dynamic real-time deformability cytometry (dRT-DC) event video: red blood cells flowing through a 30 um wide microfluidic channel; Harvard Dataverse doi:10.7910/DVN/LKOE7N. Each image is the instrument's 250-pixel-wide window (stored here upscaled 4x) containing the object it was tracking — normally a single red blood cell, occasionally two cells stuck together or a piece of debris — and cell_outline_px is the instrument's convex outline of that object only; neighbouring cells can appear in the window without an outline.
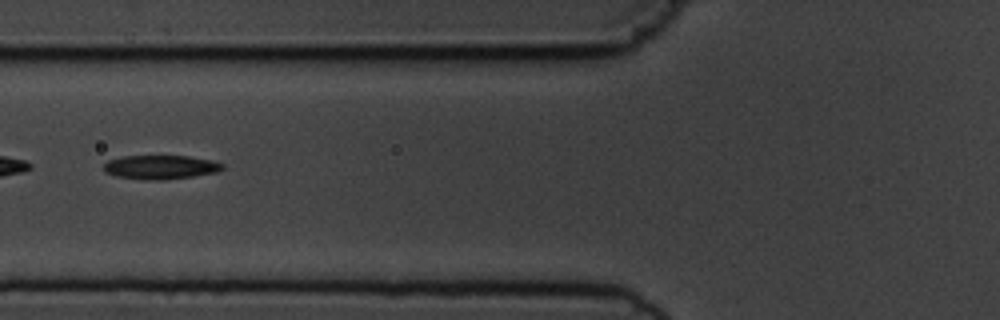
{"species": "common noctule bat (a hibernating species)", "species_latin": "Nyctalus noctula", "temperature_condition": "cold", "stored_images_in_passage": 4, "segment_of_instrument_passage": [2, 2], "camera_frame_rate_fps": 3000, "um_per_image_px": 0.085, "animal": {"sex": "male", "body_mass_g": 19.5, "forearm_length_mm": 54.6}, "frame": {"image": 1, "passage_image": 4, "time_ms": 4.0, "image_size_px": [1000, 320], "cell_outline_px": [[224, 168], [216, 172], [192, 176], [164, 180], [144, 180], [116, 176], [104, 172], [104, 164], [108, 160], [124, 156], [188, 156], [212, 160], [224, 164]], "centroid_in_image_um": [13.64, 14.21], "position_along_channel_um": 112.2, "area_um2": 16.59}}